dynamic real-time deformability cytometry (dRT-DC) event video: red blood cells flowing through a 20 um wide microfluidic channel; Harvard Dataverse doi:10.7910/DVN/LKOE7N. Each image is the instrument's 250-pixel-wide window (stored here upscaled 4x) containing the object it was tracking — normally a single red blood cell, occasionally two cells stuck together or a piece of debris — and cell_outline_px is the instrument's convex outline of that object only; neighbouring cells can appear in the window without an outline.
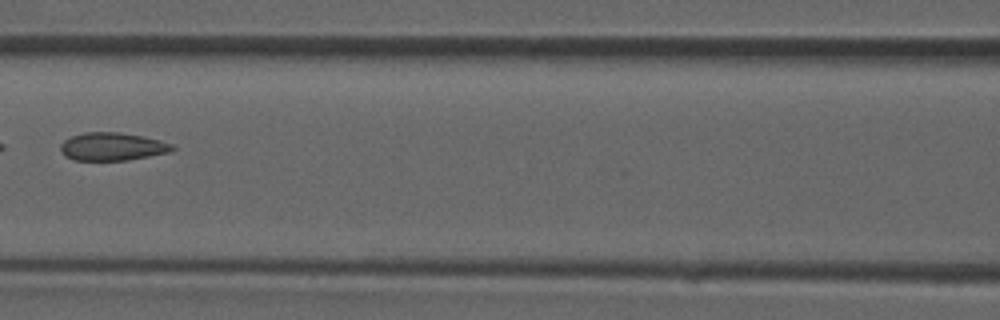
{"species": "common noctule bat (a hibernating species)", "species_latin": "Nyctalus noctula", "temperature_condition": "room temperature", "stored_images_in_passage": 19, "camera_frame_rate_fps": 3000, "um_per_image_px": 0.085, "animal": {"sex": "male", "forearm_length_mm": 52.5}, "frame": {"image": 1, "passage_image": 9, "time_ms": 2.667, "image_size_px": [1000, 320], "cell_outline_px": [[176, 148], [172, 152], [128, 160], [72, 160], [64, 156], [60, 148], [60, 144], [64, 140], [72, 136], [84, 132], [120, 132], [160, 140], [172, 144]], "centroid_in_image_um": [9.55, 12.46], "position_along_channel_um": 157.1, "area_um2": 18.32}}
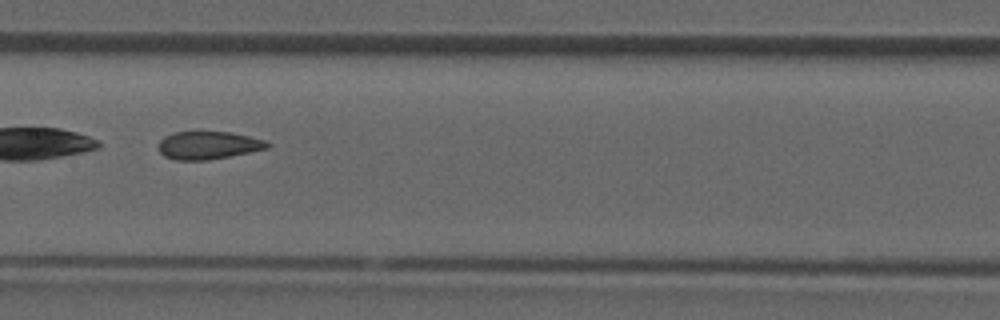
{"frame": {"image": 2, "passage_image": 11, "time_ms": 3.333, "image_size_px": [1000, 320], "cell_outline_px": [[272, 144], [268, 148], [208, 160], [176, 160], [164, 156], [160, 152], [160, 140], [164, 136], [176, 132], [228, 132], [248, 136], [264, 140]], "centroid_in_image_um": [17.7, 12.35], "position_along_channel_um": 189.7, "area_um2": 17.4}}
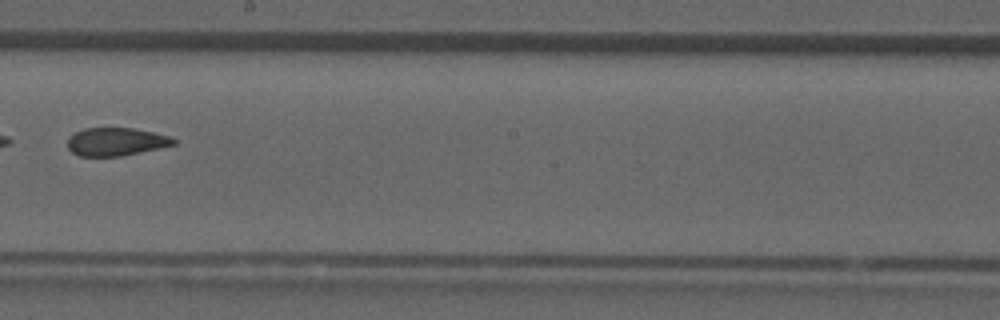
{"frame": {"image": 3, "passage_image": 14, "time_ms": 4.333, "image_size_px": [1000, 320], "cell_outline_px": [[176, 144], [120, 156], [80, 156], [72, 152], [68, 148], [68, 136], [84, 128], [132, 128], [172, 136], [176, 140]], "centroid_in_image_um": [9.85, 12.04], "position_along_channel_um": 238.4, "area_um2": 17.22}}